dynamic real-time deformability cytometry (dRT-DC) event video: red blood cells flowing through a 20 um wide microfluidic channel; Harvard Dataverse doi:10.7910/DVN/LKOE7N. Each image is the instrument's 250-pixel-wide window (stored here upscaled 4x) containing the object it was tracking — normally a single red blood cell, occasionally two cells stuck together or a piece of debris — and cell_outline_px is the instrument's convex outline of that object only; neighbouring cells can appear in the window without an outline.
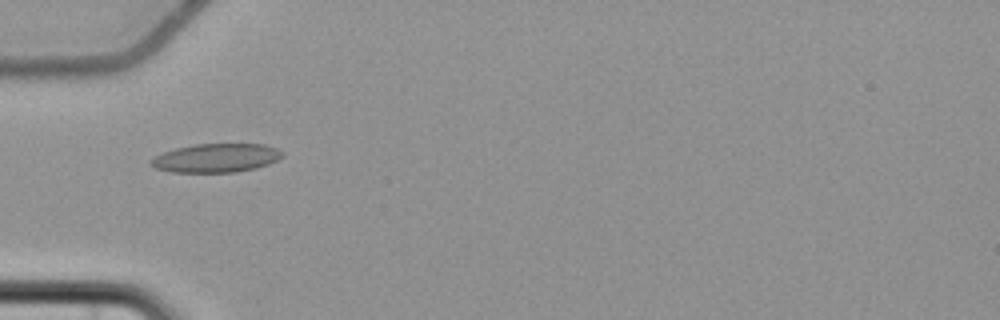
{"species": "common noctule bat (a hibernating species)", "species_latin": "Nyctalus noctula", "temperature_condition": "cold", "stored_images_in_passage": 2, "camera_frame_rate_fps": 3000, "um_per_image_px": 0.085, "animal": {"sex": "female", "body_mass_g": 22.7, "forearm_length_mm": 54.2}, "frame": {"image": 1, "passage_image": 1, "time_ms": 0.0, "image_size_px": [1000, 320], "cell_outline_px": [[284, 156], [268, 164], [256, 168], [236, 172], [172, 172], [156, 168], [148, 164], [148, 160], [164, 152], [176, 148], [196, 144], [264, 144], [276, 148], [284, 152]], "centroid_in_image_um": [18.37, 13.43], "position_along_channel_um": 66.6, "area_um2": 22.02}}
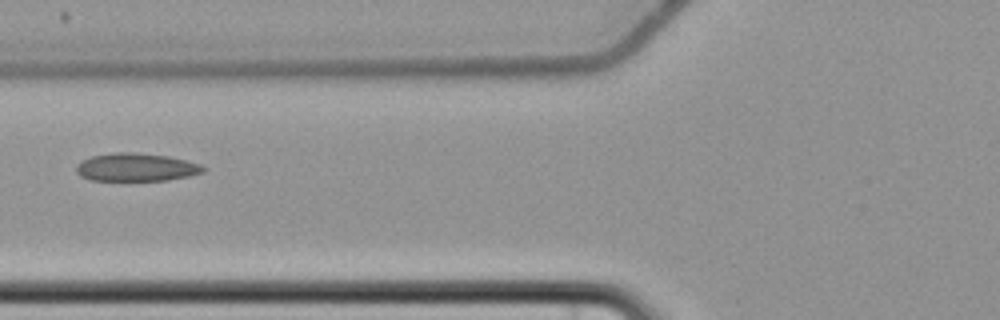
{"frame": {"image": 2, "passage_image": 2, "time_ms": 1.333, "image_size_px": [1000, 320], "cell_outline_px": [[208, 168], [204, 172], [188, 176], [168, 180], [88, 180], [80, 176], [76, 172], [76, 164], [92, 156], [116, 152], [136, 152], [168, 156], [200, 164]], "centroid_in_image_um": [11.58, 14.21], "position_along_channel_um": 114.2, "area_um2": 20.75}}